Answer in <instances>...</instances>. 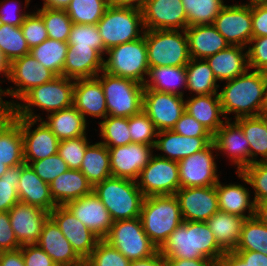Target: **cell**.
Masks as SVG:
<instances>
[{
  "label": "cell",
  "instance_id": "obj_58",
  "mask_svg": "<svg viewBox=\"0 0 267 266\" xmlns=\"http://www.w3.org/2000/svg\"><path fill=\"white\" fill-rule=\"evenodd\" d=\"M21 252L25 266H57L37 244L22 245Z\"/></svg>",
  "mask_w": 267,
  "mask_h": 266
},
{
  "label": "cell",
  "instance_id": "obj_23",
  "mask_svg": "<svg viewBox=\"0 0 267 266\" xmlns=\"http://www.w3.org/2000/svg\"><path fill=\"white\" fill-rule=\"evenodd\" d=\"M24 163L23 137L20 125L10 110L0 109V178L9 167Z\"/></svg>",
  "mask_w": 267,
  "mask_h": 266
},
{
  "label": "cell",
  "instance_id": "obj_52",
  "mask_svg": "<svg viewBox=\"0 0 267 266\" xmlns=\"http://www.w3.org/2000/svg\"><path fill=\"white\" fill-rule=\"evenodd\" d=\"M130 262L104 239L97 242L90 257L85 261L88 266H129Z\"/></svg>",
  "mask_w": 267,
  "mask_h": 266
},
{
  "label": "cell",
  "instance_id": "obj_48",
  "mask_svg": "<svg viewBox=\"0 0 267 266\" xmlns=\"http://www.w3.org/2000/svg\"><path fill=\"white\" fill-rule=\"evenodd\" d=\"M22 175V164L9 167L0 178V212H8L19 202L17 189Z\"/></svg>",
  "mask_w": 267,
  "mask_h": 266
},
{
  "label": "cell",
  "instance_id": "obj_26",
  "mask_svg": "<svg viewBox=\"0 0 267 266\" xmlns=\"http://www.w3.org/2000/svg\"><path fill=\"white\" fill-rule=\"evenodd\" d=\"M104 68L103 55L89 46H68L63 76L77 80L93 78Z\"/></svg>",
  "mask_w": 267,
  "mask_h": 266
},
{
  "label": "cell",
  "instance_id": "obj_34",
  "mask_svg": "<svg viewBox=\"0 0 267 266\" xmlns=\"http://www.w3.org/2000/svg\"><path fill=\"white\" fill-rule=\"evenodd\" d=\"M216 192L219 210L246 219L255 216L256 203L250 200L248 188L240 184L222 185L219 181L216 184ZM246 210H248V215H246Z\"/></svg>",
  "mask_w": 267,
  "mask_h": 266
},
{
  "label": "cell",
  "instance_id": "obj_15",
  "mask_svg": "<svg viewBox=\"0 0 267 266\" xmlns=\"http://www.w3.org/2000/svg\"><path fill=\"white\" fill-rule=\"evenodd\" d=\"M213 25L229 45L247 47L252 39L251 6L225 4Z\"/></svg>",
  "mask_w": 267,
  "mask_h": 266
},
{
  "label": "cell",
  "instance_id": "obj_13",
  "mask_svg": "<svg viewBox=\"0 0 267 266\" xmlns=\"http://www.w3.org/2000/svg\"><path fill=\"white\" fill-rule=\"evenodd\" d=\"M213 150L217 151L212 142L205 149L178 161L180 188L210 187L219 182Z\"/></svg>",
  "mask_w": 267,
  "mask_h": 266
},
{
  "label": "cell",
  "instance_id": "obj_44",
  "mask_svg": "<svg viewBox=\"0 0 267 266\" xmlns=\"http://www.w3.org/2000/svg\"><path fill=\"white\" fill-rule=\"evenodd\" d=\"M0 51L9 63L30 53L20 26L0 23Z\"/></svg>",
  "mask_w": 267,
  "mask_h": 266
},
{
  "label": "cell",
  "instance_id": "obj_60",
  "mask_svg": "<svg viewBox=\"0 0 267 266\" xmlns=\"http://www.w3.org/2000/svg\"><path fill=\"white\" fill-rule=\"evenodd\" d=\"M10 0H5L0 2V23L1 24H8L11 26H21L24 22L25 17L29 13H22L19 7L17 6L18 3L11 0V4L14 5L11 7V4H9ZM17 14V15H16Z\"/></svg>",
  "mask_w": 267,
  "mask_h": 266
},
{
  "label": "cell",
  "instance_id": "obj_18",
  "mask_svg": "<svg viewBox=\"0 0 267 266\" xmlns=\"http://www.w3.org/2000/svg\"><path fill=\"white\" fill-rule=\"evenodd\" d=\"M50 218L70 242L76 254L85 262L100 239L66 206H56L50 212Z\"/></svg>",
  "mask_w": 267,
  "mask_h": 266
},
{
  "label": "cell",
  "instance_id": "obj_56",
  "mask_svg": "<svg viewBox=\"0 0 267 266\" xmlns=\"http://www.w3.org/2000/svg\"><path fill=\"white\" fill-rule=\"evenodd\" d=\"M247 56L249 69L267 71V36L252 38L249 42Z\"/></svg>",
  "mask_w": 267,
  "mask_h": 266
},
{
  "label": "cell",
  "instance_id": "obj_9",
  "mask_svg": "<svg viewBox=\"0 0 267 266\" xmlns=\"http://www.w3.org/2000/svg\"><path fill=\"white\" fill-rule=\"evenodd\" d=\"M106 54L109 57L104 59V72L144 84V76L149 70L144 35L137 40L113 46Z\"/></svg>",
  "mask_w": 267,
  "mask_h": 266
},
{
  "label": "cell",
  "instance_id": "obj_69",
  "mask_svg": "<svg viewBox=\"0 0 267 266\" xmlns=\"http://www.w3.org/2000/svg\"><path fill=\"white\" fill-rule=\"evenodd\" d=\"M9 66H10V63L6 60V58L0 51V74L5 76L7 79L9 77ZM1 91H2V88L0 86V93Z\"/></svg>",
  "mask_w": 267,
  "mask_h": 266
},
{
  "label": "cell",
  "instance_id": "obj_21",
  "mask_svg": "<svg viewBox=\"0 0 267 266\" xmlns=\"http://www.w3.org/2000/svg\"><path fill=\"white\" fill-rule=\"evenodd\" d=\"M8 213L16 240L21 246L36 244L44 223L50 217V212L21 201L16 203Z\"/></svg>",
  "mask_w": 267,
  "mask_h": 266
},
{
  "label": "cell",
  "instance_id": "obj_8",
  "mask_svg": "<svg viewBox=\"0 0 267 266\" xmlns=\"http://www.w3.org/2000/svg\"><path fill=\"white\" fill-rule=\"evenodd\" d=\"M96 77L104 91L108 116L129 118L143 110V84L104 71Z\"/></svg>",
  "mask_w": 267,
  "mask_h": 266
},
{
  "label": "cell",
  "instance_id": "obj_6",
  "mask_svg": "<svg viewBox=\"0 0 267 266\" xmlns=\"http://www.w3.org/2000/svg\"><path fill=\"white\" fill-rule=\"evenodd\" d=\"M97 27L107 50L137 40L145 32L141 8L136 6L110 4Z\"/></svg>",
  "mask_w": 267,
  "mask_h": 266
},
{
  "label": "cell",
  "instance_id": "obj_19",
  "mask_svg": "<svg viewBox=\"0 0 267 266\" xmlns=\"http://www.w3.org/2000/svg\"><path fill=\"white\" fill-rule=\"evenodd\" d=\"M175 196L179 202L183 221L206 222L219 211L216 185L180 188Z\"/></svg>",
  "mask_w": 267,
  "mask_h": 266
},
{
  "label": "cell",
  "instance_id": "obj_70",
  "mask_svg": "<svg viewBox=\"0 0 267 266\" xmlns=\"http://www.w3.org/2000/svg\"><path fill=\"white\" fill-rule=\"evenodd\" d=\"M112 5L136 6L141 7L145 0H109Z\"/></svg>",
  "mask_w": 267,
  "mask_h": 266
},
{
  "label": "cell",
  "instance_id": "obj_50",
  "mask_svg": "<svg viewBox=\"0 0 267 266\" xmlns=\"http://www.w3.org/2000/svg\"><path fill=\"white\" fill-rule=\"evenodd\" d=\"M236 173L240 179L253 187L255 202L267 200V161L252 163Z\"/></svg>",
  "mask_w": 267,
  "mask_h": 266
},
{
  "label": "cell",
  "instance_id": "obj_37",
  "mask_svg": "<svg viewBox=\"0 0 267 266\" xmlns=\"http://www.w3.org/2000/svg\"><path fill=\"white\" fill-rule=\"evenodd\" d=\"M147 76L150 79L143 84L147 89L183 96L178 89L187 88L186 66L151 67Z\"/></svg>",
  "mask_w": 267,
  "mask_h": 266
},
{
  "label": "cell",
  "instance_id": "obj_55",
  "mask_svg": "<svg viewBox=\"0 0 267 266\" xmlns=\"http://www.w3.org/2000/svg\"><path fill=\"white\" fill-rule=\"evenodd\" d=\"M20 27L30 49L49 38L44 21L37 12L29 13Z\"/></svg>",
  "mask_w": 267,
  "mask_h": 266
},
{
  "label": "cell",
  "instance_id": "obj_74",
  "mask_svg": "<svg viewBox=\"0 0 267 266\" xmlns=\"http://www.w3.org/2000/svg\"><path fill=\"white\" fill-rule=\"evenodd\" d=\"M265 107H266V109H267V94H266V104H265Z\"/></svg>",
  "mask_w": 267,
  "mask_h": 266
},
{
  "label": "cell",
  "instance_id": "obj_39",
  "mask_svg": "<svg viewBox=\"0 0 267 266\" xmlns=\"http://www.w3.org/2000/svg\"><path fill=\"white\" fill-rule=\"evenodd\" d=\"M187 88L196 96L218 94L219 85L206 60L192 59L186 65Z\"/></svg>",
  "mask_w": 267,
  "mask_h": 266
},
{
  "label": "cell",
  "instance_id": "obj_24",
  "mask_svg": "<svg viewBox=\"0 0 267 266\" xmlns=\"http://www.w3.org/2000/svg\"><path fill=\"white\" fill-rule=\"evenodd\" d=\"M213 143L218 151L229 156L236 166L237 172H241L250 165V145L242 128L233 121L226 122L213 135Z\"/></svg>",
  "mask_w": 267,
  "mask_h": 266
},
{
  "label": "cell",
  "instance_id": "obj_59",
  "mask_svg": "<svg viewBox=\"0 0 267 266\" xmlns=\"http://www.w3.org/2000/svg\"><path fill=\"white\" fill-rule=\"evenodd\" d=\"M15 233L11 227L9 213L0 212V252L20 248Z\"/></svg>",
  "mask_w": 267,
  "mask_h": 266
},
{
  "label": "cell",
  "instance_id": "obj_20",
  "mask_svg": "<svg viewBox=\"0 0 267 266\" xmlns=\"http://www.w3.org/2000/svg\"><path fill=\"white\" fill-rule=\"evenodd\" d=\"M111 176L138 180L140 172L148 165L153 156V146L129 143L124 146L110 147Z\"/></svg>",
  "mask_w": 267,
  "mask_h": 266
},
{
  "label": "cell",
  "instance_id": "obj_65",
  "mask_svg": "<svg viewBox=\"0 0 267 266\" xmlns=\"http://www.w3.org/2000/svg\"><path fill=\"white\" fill-rule=\"evenodd\" d=\"M129 266H168L166 259L160 254L159 250L152 256L131 261Z\"/></svg>",
  "mask_w": 267,
  "mask_h": 266
},
{
  "label": "cell",
  "instance_id": "obj_30",
  "mask_svg": "<svg viewBox=\"0 0 267 266\" xmlns=\"http://www.w3.org/2000/svg\"><path fill=\"white\" fill-rule=\"evenodd\" d=\"M17 189L19 201L51 212L57 205L54 202L49 184L40 179L30 165L22 164V175Z\"/></svg>",
  "mask_w": 267,
  "mask_h": 266
},
{
  "label": "cell",
  "instance_id": "obj_45",
  "mask_svg": "<svg viewBox=\"0 0 267 266\" xmlns=\"http://www.w3.org/2000/svg\"><path fill=\"white\" fill-rule=\"evenodd\" d=\"M236 250L255 251L267 255V225L260 222L255 216L246 219Z\"/></svg>",
  "mask_w": 267,
  "mask_h": 266
},
{
  "label": "cell",
  "instance_id": "obj_32",
  "mask_svg": "<svg viewBox=\"0 0 267 266\" xmlns=\"http://www.w3.org/2000/svg\"><path fill=\"white\" fill-rule=\"evenodd\" d=\"M185 112L196 119L202 126L214 135L226 122L223 116L219 94L193 96L185 100Z\"/></svg>",
  "mask_w": 267,
  "mask_h": 266
},
{
  "label": "cell",
  "instance_id": "obj_64",
  "mask_svg": "<svg viewBox=\"0 0 267 266\" xmlns=\"http://www.w3.org/2000/svg\"><path fill=\"white\" fill-rule=\"evenodd\" d=\"M168 266H216V262L208 258L180 259L165 258Z\"/></svg>",
  "mask_w": 267,
  "mask_h": 266
},
{
  "label": "cell",
  "instance_id": "obj_47",
  "mask_svg": "<svg viewBox=\"0 0 267 266\" xmlns=\"http://www.w3.org/2000/svg\"><path fill=\"white\" fill-rule=\"evenodd\" d=\"M36 12L42 17L50 39L67 42L73 22L66 10L42 7Z\"/></svg>",
  "mask_w": 267,
  "mask_h": 266
},
{
  "label": "cell",
  "instance_id": "obj_16",
  "mask_svg": "<svg viewBox=\"0 0 267 266\" xmlns=\"http://www.w3.org/2000/svg\"><path fill=\"white\" fill-rule=\"evenodd\" d=\"M140 8L145 30H185L188 27L181 0H145Z\"/></svg>",
  "mask_w": 267,
  "mask_h": 266
},
{
  "label": "cell",
  "instance_id": "obj_17",
  "mask_svg": "<svg viewBox=\"0 0 267 266\" xmlns=\"http://www.w3.org/2000/svg\"><path fill=\"white\" fill-rule=\"evenodd\" d=\"M21 128L23 137L24 162L30 164L58 152L59 139L53 132L43 123L42 120H34L28 118H13ZM38 126L31 130L36 122Z\"/></svg>",
  "mask_w": 267,
  "mask_h": 266
},
{
  "label": "cell",
  "instance_id": "obj_54",
  "mask_svg": "<svg viewBox=\"0 0 267 266\" xmlns=\"http://www.w3.org/2000/svg\"><path fill=\"white\" fill-rule=\"evenodd\" d=\"M29 165L37 176L48 184L59 175L69 170L66 162L58 154L33 161Z\"/></svg>",
  "mask_w": 267,
  "mask_h": 266
},
{
  "label": "cell",
  "instance_id": "obj_43",
  "mask_svg": "<svg viewBox=\"0 0 267 266\" xmlns=\"http://www.w3.org/2000/svg\"><path fill=\"white\" fill-rule=\"evenodd\" d=\"M187 14V25L213 24L224 7L223 0H181Z\"/></svg>",
  "mask_w": 267,
  "mask_h": 266
},
{
  "label": "cell",
  "instance_id": "obj_35",
  "mask_svg": "<svg viewBox=\"0 0 267 266\" xmlns=\"http://www.w3.org/2000/svg\"><path fill=\"white\" fill-rule=\"evenodd\" d=\"M245 220L244 217L219 210L206 223L213 232L218 245L225 252H232L239 244Z\"/></svg>",
  "mask_w": 267,
  "mask_h": 266
},
{
  "label": "cell",
  "instance_id": "obj_40",
  "mask_svg": "<svg viewBox=\"0 0 267 266\" xmlns=\"http://www.w3.org/2000/svg\"><path fill=\"white\" fill-rule=\"evenodd\" d=\"M235 122L242 128L250 145V164L258 161H267V128L259 117H241ZM258 154L263 156L257 160ZM256 157V158H254Z\"/></svg>",
  "mask_w": 267,
  "mask_h": 266
},
{
  "label": "cell",
  "instance_id": "obj_4",
  "mask_svg": "<svg viewBox=\"0 0 267 266\" xmlns=\"http://www.w3.org/2000/svg\"><path fill=\"white\" fill-rule=\"evenodd\" d=\"M113 221L140 217L145 196L135 180L109 177L93 187Z\"/></svg>",
  "mask_w": 267,
  "mask_h": 266
},
{
  "label": "cell",
  "instance_id": "obj_2",
  "mask_svg": "<svg viewBox=\"0 0 267 266\" xmlns=\"http://www.w3.org/2000/svg\"><path fill=\"white\" fill-rule=\"evenodd\" d=\"M164 258L200 259L217 262L225 251L206 222L183 221L159 248Z\"/></svg>",
  "mask_w": 267,
  "mask_h": 266
},
{
  "label": "cell",
  "instance_id": "obj_57",
  "mask_svg": "<svg viewBox=\"0 0 267 266\" xmlns=\"http://www.w3.org/2000/svg\"><path fill=\"white\" fill-rule=\"evenodd\" d=\"M172 130L177 134L187 137H213L201 123L186 112L181 115Z\"/></svg>",
  "mask_w": 267,
  "mask_h": 266
},
{
  "label": "cell",
  "instance_id": "obj_28",
  "mask_svg": "<svg viewBox=\"0 0 267 266\" xmlns=\"http://www.w3.org/2000/svg\"><path fill=\"white\" fill-rule=\"evenodd\" d=\"M157 138L154 148L167 154L157 156L177 162L205 149L213 142V137H187L173 130L158 131Z\"/></svg>",
  "mask_w": 267,
  "mask_h": 266
},
{
  "label": "cell",
  "instance_id": "obj_1",
  "mask_svg": "<svg viewBox=\"0 0 267 266\" xmlns=\"http://www.w3.org/2000/svg\"><path fill=\"white\" fill-rule=\"evenodd\" d=\"M226 81L225 87L218 93L225 119L226 115L236 114L241 117H256L266 109L267 79L265 72L253 70Z\"/></svg>",
  "mask_w": 267,
  "mask_h": 266
},
{
  "label": "cell",
  "instance_id": "obj_12",
  "mask_svg": "<svg viewBox=\"0 0 267 266\" xmlns=\"http://www.w3.org/2000/svg\"><path fill=\"white\" fill-rule=\"evenodd\" d=\"M56 75L40 64L30 53L15 59L9 66L8 80L15 88H7L0 93V109H3V95L21 99L28 91L51 81Z\"/></svg>",
  "mask_w": 267,
  "mask_h": 266
},
{
  "label": "cell",
  "instance_id": "obj_11",
  "mask_svg": "<svg viewBox=\"0 0 267 266\" xmlns=\"http://www.w3.org/2000/svg\"><path fill=\"white\" fill-rule=\"evenodd\" d=\"M136 182L145 197L174 195L180 189L178 162L153 155Z\"/></svg>",
  "mask_w": 267,
  "mask_h": 266
},
{
  "label": "cell",
  "instance_id": "obj_14",
  "mask_svg": "<svg viewBox=\"0 0 267 266\" xmlns=\"http://www.w3.org/2000/svg\"><path fill=\"white\" fill-rule=\"evenodd\" d=\"M184 96L144 88L143 111L158 131L172 130L185 112Z\"/></svg>",
  "mask_w": 267,
  "mask_h": 266
},
{
  "label": "cell",
  "instance_id": "obj_3",
  "mask_svg": "<svg viewBox=\"0 0 267 266\" xmlns=\"http://www.w3.org/2000/svg\"><path fill=\"white\" fill-rule=\"evenodd\" d=\"M75 80L56 76L51 81L34 87L20 100L22 104L12 101H3V109L10 110L13 118H28L42 120L41 116L34 114L32 107H38L49 113L60 111L73 105Z\"/></svg>",
  "mask_w": 267,
  "mask_h": 266
},
{
  "label": "cell",
  "instance_id": "obj_27",
  "mask_svg": "<svg viewBox=\"0 0 267 266\" xmlns=\"http://www.w3.org/2000/svg\"><path fill=\"white\" fill-rule=\"evenodd\" d=\"M73 106L85 120V114L102 119L108 116L106 98L97 77L75 80Z\"/></svg>",
  "mask_w": 267,
  "mask_h": 266
},
{
  "label": "cell",
  "instance_id": "obj_38",
  "mask_svg": "<svg viewBox=\"0 0 267 266\" xmlns=\"http://www.w3.org/2000/svg\"><path fill=\"white\" fill-rule=\"evenodd\" d=\"M80 171L92 187L111 177L109 149L101 142L88 145Z\"/></svg>",
  "mask_w": 267,
  "mask_h": 266
},
{
  "label": "cell",
  "instance_id": "obj_5",
  "mask_svg": "<svg viewBox=\"0 0 267 266\" xmlns=\"http://www.w3.org/2000/svg\"><path fill=\"white\" fill-rule=\"evenodd\" d=\"M140 218L144 231L158 249L183 223L181 209L175 194L145 197Z\"/></svg>",
  "mask_w": 267,
  "mask_h": 266
},
{
  "label": "cell",
  "instance_id": "obj_41",
  "mask_svg": "<svg viewBox=\"0 0 267 266\" xmlns=\"http://www.w3.org/2000/svg\"><path fill=\"white\" fill-rule=\"evenodd\" d=\"M68 43L47 38L43 43L30 49V54L56 76H63Z\"/></svg>",
  "mask_w": 267,
  "mask_h": 266
},
{
  "label": "cell",
  "instance_id": "obj_10",
  "mask_svg": "<svg viewBox=\"0 0 267 266\" xmlns=\"http://www.w3.org/2000/svg\"><path fill=\"white\" fill-rule=\"evenodd\" d=\"M104 240L130 261L150 257L159 250L144 231L140 217L114 221Z\"/></svg>",
  "mask_w": 267,
  "mask_h": 266
},
{
  "label": "cell",
  "instance_id": "obj_75",
  "mask_svg": "<svg viewBox=\"0 0 267 266\" xmlns=\"http://www.w3.org/2000/svg\"><path fill=\"white\" fill-rule=\"evenodd\" d=\"M79 266H88V265L84 262L82 265H79Z\"/></svg>",
  "mask_w": 267,
  "mask_h": 266
},
{
  "label": "cell",
  "instance_id": "obj_53",
  "mask_svg": "<svg viewBox=\"0 0 267 266\" xmlns=\"http://www.w3.org/2000/svg\"><path fill=\"white\" fill-rule=\"evenodd\" d=\"M89 143L86 136L60 140L57 154L66 162L69 169L80 170Z\"/></svg>",
  "mask_w": 267,
  "mask_h": 266
},
{
  "label": "cell",
  "instance_id": "obj_46",
  "mask_svg": "<svg viewBox=\"0 0 267 266\" xmlns=\"http://www.w3.org/2000/svg\"><path fill=\"white\" fill-rule=\"evenodd\" d=\"M101 143L107 148L131 143L128 118L107 116L99 123Z\"/></svg>",
  "mask_w": 267,
  "mask_h": 266
},
{
  "label": "cell",
  "instance_id": "obj_72",
  "mask_svg": "<svg viewBox=\"0 0 267 266\" xmlns=\"http://www.w3.org/2000/svg\"><path fill=\"white\" fill-rule=\"evenodd\" d=\"M259 117L264 121V124H265V126H266V128H267V109H264V110L260 113Z\"/></svg>",
  "mask_w": 267,
  "mask_h": 266
},
{
  "label": "cell",
  "instance_id": "obj_61",
  "mask_svg": "<svg viewBox=\"0 0 267 266\" xmlns=\"http://www.w3.org/2000/svg\"><path fill=\"white\" fill-rule=\"evenodd\" d=\"M252 38L267 36V4L251 6Z\"/></svg>",
  "mask_w": 267,
  "mask_h": 266
},
{
  "label": "cell",
  "instance_id": "obj_63",
  "mask_svg": "<svg viewBox=\"0 0 267 266\" xmlns=\"http://www.w3.org/2000/svg\"><path fill=\"white\" fill-rule=\"evenodd\" d=\"M0 266H25L21 247L15 250L1 251Z\"/></svg>",
  "mask_w": 267,
  "mask_h": 266
},
{
  "label": "cell",
  "instance_id": "obj_29",
  "mask_svg": "<svg viewBox=\"0 0 267 266\" xmlns=\"http://www.w3.org/2000/svg\"><path fill=\"white\" fill-rule=\"evenodd\" d=\"M185 32L188 39L189 56L192 59L205 60L230 46L213 24L189 26Z\"/></svg>",
  "mask_w": 267,
  "mask_h": 266
},
{
  "label": "cell",
  "instance_id": "obj_25",
  "mask_svg": "<svg viewBox=\"0 0 267 266\" xmlns=\"http://www.w3.org/2000/svg\"><path fill=\"white\" fill-rule=\"evenodd\" d=\"M36 244L50 256L57 266H79L84 263L50 217L44 223Z\"/></svg>",
  "mask_w": 267,
  "mask_h": 266
},
{
  "label": "cell",
  "instance_id": "obj_62",
  "mask_svg": "<svg viewBox=\"0 0 267 266\" xmlns=\"http://www.w3.org/2000/svg\"><path fill=\"white\" fill-rule=\"evenodd\" d=\"M249 266H267V255L261 252L235 250L234 251Z\"/></svg>",
  "mask_w": 267,
  "mask_h": 266
},
{
  "label": "cell",
  "instance_id": "obj_51",
  "mask_svg": "<svg viewBox=\"0 0 267 266\" xmlns=\"http://www.w3.org/2000/svg\"><path fill=\"white\" fill-rule=\"evenodd\" d=\"M131 143H139L155 147L158 130L148 115L142 110L128 118Z\"/></svg>",
  "mask_w": 267,
  "mask_h": 266
},
{
  "label": "cell",
  "instance_id": "obj_42",
  "mask_svg": "<svg viewBox=\"0 0 267 266\" xmlns=\"http://www.w3.org/2000/svg\"><path fill=\"white\" fill-rule=\"evenodd\" d=\"M109 5V0H71L66 12L75 24L97 25Z\"/></svg>",
  "mask_w": 267,
  "mask_h": 266
},
{
  "label": "cell",
  "instance_id": "obj_66",
  "mask_svg": "<svg viewBox=\"0 0 267 266\" xmlns=\"http://www.w3.org/2000/svg\"><path fill=\"white\" fill-rule=\"evenodd\" d=\"M216 266H249L234 251L225 252L216 262Z\"/></svg>",
  "mask_w": 267,
  "mask_h": 266
},
{
  "label": "cell",
  "instance_id": "obj_68",
  "mask_svg": "<svg viewBox=\"0 0 267 266\" xmlns=\"http://www.w3.org/2000/svg\"><path fill=\"white\" fill-rule=\"evenodd\" d=\"M43 6L48 9L66 10L71 0H43Z\"/></svg>",
  "mask_w": 267,
  "mask_h": 266
},
{
  "label": "cell",
  "instance_id": "obj_36",
  "mask_svg": "<svg viewBox=\"0 0 267 266\" xmlns=\"http://www.w3.org/2000/svg\"><path fill=\"white\" fill-rule=\"evenodd\" d=\"M42 121L59 140L87 135V120L73 105L48 114L47 121Z\"/></svg>",
  "mask_w": 267,
  "mask_h": 266
},
{
  "label": "cell",
  "instance_id": "obj_31",
  "mask_svg": "<svg viewBox=\"0 0 267 266\" xmlns=\"http://www.w3.org/2000/svg\"><path fill=\"white\" fill-rule=\"evenodd\" d=\"M247 47L230 45L205 60L218 81H228L249 70Z\"/></svg>",
  "mask_w": 267,
  "mask_h": 266
},
{
  "label": "cell",
  "instance_id": "obj_7",
  "mask_svg": "<svg viewBox=\"0 0 267 266\" xmlns=\"http://www.w3.org/2000/svg\"><path fill=\"white\" fill-rule=\"evenodd\" d=\"M179 31L145 30L149 68L186 66L189 63L187 35L185 30Z\"/></svg>",
  "mask_w": 267,
  "mask_h": 266
},
{
  "label": "cell",
  "instance_id": "obj_33",
  "mask_svg": "<svg viewBox=\"0 0 267 266\" xmlns=\"http://www.w3.org/2000/svg\"><path fill=\"white\" fill-rule=\"evenodd\" d=\"M52 198L57 206H65L70 201L90 194L92 185L80 170L69 169L50 184Z\"/></svg>",
  "mask_w": 267,
  "mask_h": 266
},
{
  "label": "cell",
  "instance_id": "obj_22",
  "mask_svg": "<svg viewBox=\"0 0 267 266\" xmlns=\"http://www.w3.org/2000/svg\"><path fill=\"white\" fill-rule=\"evenodd\" d=\"M65 206L100 240L107 237L114 221L107 208L93 191L88 195L70 201Z\"/></svg>",
  "mask_w": 267,
  "mask_h": 266
},
{
  "label": "cell",
  "instance_id": "obj_67",
  "mask_svg": "<svg viewBox=\"0 0 267 266\" xmlns=\"http://www.w3.org/2000/svg\"><path fill=\"white\" fill-rule=\"evenodd\" d=\"M255 217L262 222L263 224L267 225V200L266 201H259L255 202Z\"/></svg>",
  "mask_w": 267,
  "mask_h": 266
},
{
  "label": "cell",
  "instance_id": "obj_71",
  "mask_svg": "<svg viewBox=\"0 0 267 266\" xmlns=\"http://www.w3.org/2000/svg\"><path fill=\"white\" fill-rule=\"evenodd\" d=\"M245 5L254 6L260 4H267V0H249V3H244Z\"/></svg>",
  "mask_w": 267,
  "mask_h": 266
},
{
  "label": "cell",
  "instance_id": "obj_49",
  "mask_svg": "<svg viewBox=\"0 0 267 266\" xmlns=\"http://www.w3.org/2000/svg\"><path fill=\"white\" fill-rule=\"evenodd\" d=\"M67 43L68 46H89L102 55L107 52L97 25L73 23Z\"/></svg>",
  "mask_w": 267,
  "mask_h": 266
},
{
  "label": "cell",
  "instance_id": "obj_73",
  "mask_svg": "<svg viewBox=\"0 0 267 266\" xmlns=\"http://www.w3.org/2000/svg\"><path fill=\"white\" fill-rule=\"evenodd\" d=\"M30 0H25V7L29 5Z\"/></svg>",
  "mask_w": 267,
  "mask_h": 266
}]
</instances>
